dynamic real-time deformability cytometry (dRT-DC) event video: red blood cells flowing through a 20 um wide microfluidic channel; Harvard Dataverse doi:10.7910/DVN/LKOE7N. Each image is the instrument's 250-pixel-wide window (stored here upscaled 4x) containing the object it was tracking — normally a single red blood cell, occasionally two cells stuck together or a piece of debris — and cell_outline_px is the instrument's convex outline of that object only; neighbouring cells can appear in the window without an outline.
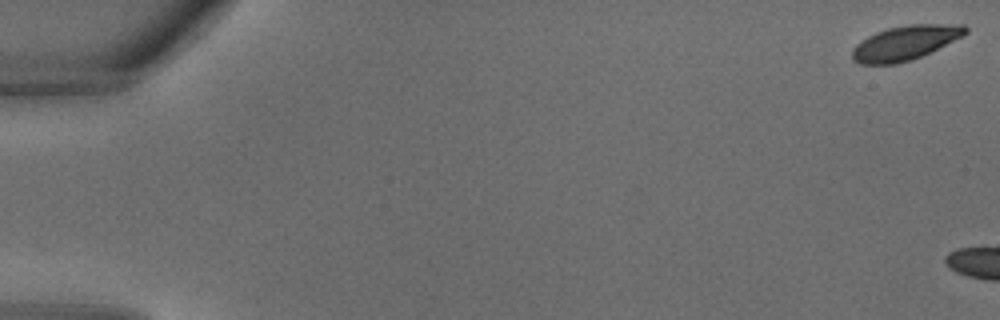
{"species": "common noctule bat (a hibernating species)", "species_latin": "Nyctalus noctula", "temperature_condition": "warm", "stored_images_in_passage": 3, "camera_frame_rate_fps": 3000, "um_per_image_px": 0.085, "animal": {"sex": "male", "body_mass_g": 18.8}, "frame": {"image": 1, "passage_image": 1, "time_ms": 0.0, "image_size_px": [1000, 320], "cell_outline_px": [[968, 32], [964, 36], [912, 60], [896, 64], [860, 64], [852, 60], [852, 48], [856, 44], [868, 36], [876, 32], [888, 28], [908, 24], [964, 24], [968, 28]], "centroid_in_image_um": [76.95, 3.64], "position_along_channel_um": 8.1, "area_um2": 22.83}}